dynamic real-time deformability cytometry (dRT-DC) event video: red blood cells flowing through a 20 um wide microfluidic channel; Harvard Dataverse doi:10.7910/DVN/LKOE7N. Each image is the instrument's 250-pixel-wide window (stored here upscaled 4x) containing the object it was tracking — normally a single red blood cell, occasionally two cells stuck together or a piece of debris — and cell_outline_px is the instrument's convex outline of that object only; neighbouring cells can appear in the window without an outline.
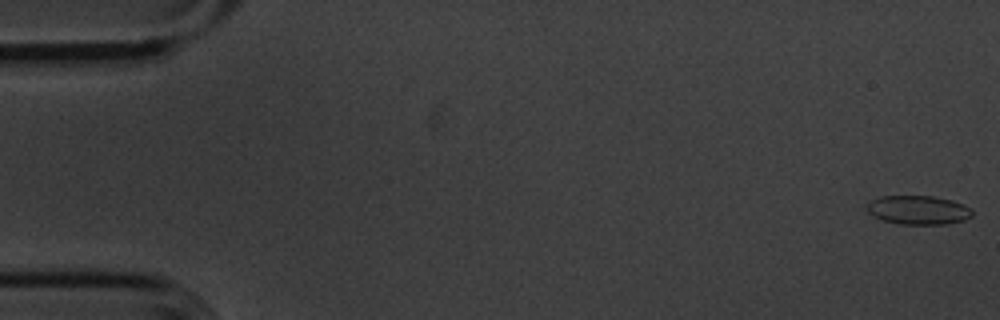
{"species": "common noctule bat (a hibernating species)", "species_latin": "Nyctalus noctula", "temperature_condition": "cold", "stored_images_in_passage": 55, "camera_frame_rate_fps": 3000, "um_per_image_px": 0.085, "animal": {"sex": "male", "body_mass_g": 20.1, "forearm_length_mm": 53.5}, "frame": {"image": 1, "passage_image": 1, "time_ms": 0.0, "image_size_px": [1000, 320], "cell_outline_px": [[972, 216], [964, 220], [948, 224], [900, 224], [884, 220], [872, 216], [864, 208], [868, 200], [880, 196], [932, 196], [952, 200], [964, 204], [972, 208]], "centroid_in_image_um": [78.02, 17.84], "position_along_channel_um": 7.0, "area_um2": 18.03}}
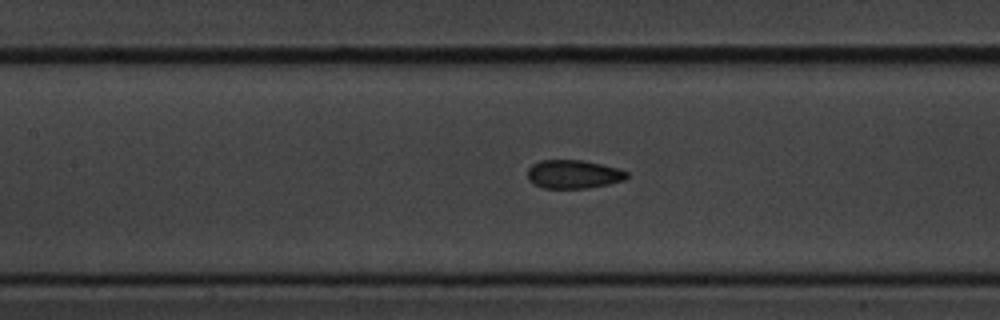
{"frame": {"image": 2, "passage_image": 25, "time_ms": 8.0, "image_size_px": [1000, 320], "cell_outline_px": [[628, 176], [624, 180], [608, 184], [588, 188], [544, 188], [528, 180], [528, 168], [532, 164], [540, 160], [584, 160], [616, 168], [628, 172]], "centroid_in_image_um": [48.73, 14.8], "position_along_channel_um": 158.7, "area_um2": 16.42}}
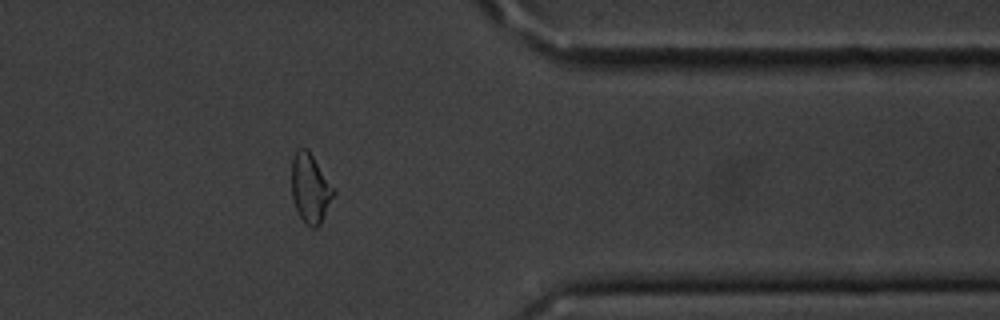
{"frame": {"image": 3, "passage_image": 45, "time_ms": 14.667, "image_size_px": [1000, 320], "cell_outline_px": [[336, 192], [320, 224], [316, 228], [308, 228], [304, 224], [292, 200], [292, 160], [296, 152], [300, 148], [308, 148], [336, 188]], "centroid_in_image_um": [26.4, 16.02], "position_along_channel_um": 385.0, "area_um2": 17.28}, "authors_computed_cell_mechanics": {"area_um2": 17.2822, "velocity_mm_per_s": 3.6098, "shape_relaxation_time_tau1_ms": 7.6698, "shape_relaxation_time_tau2_ms": 1.607, "deformation_change_tau1": 0.1221, "deformation_change_tau2": 0.0676}}